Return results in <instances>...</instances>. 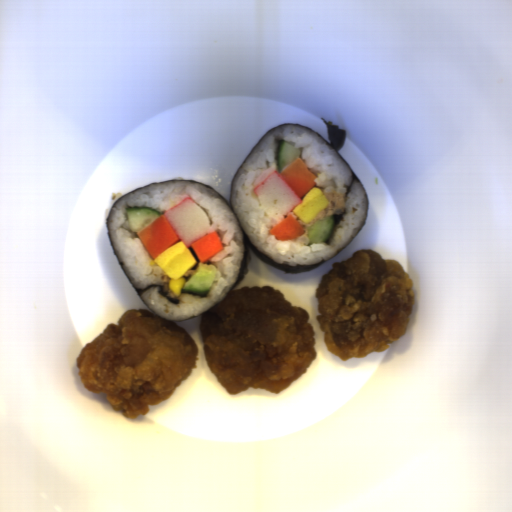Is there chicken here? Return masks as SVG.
Here are the masks:
<instances>
[{
  "label": "chicken",
  "mask_w": 512,
  "mask_h": 512,
  "mask_svg": "<svg viewBox=\"0 0 512 512\" xmlns=\"http://www.w3.org/2000/svg\"><path fill=\"white\" fill-rule=\"evenodd\" d=\"M315 297L323 341L342 361L386 351L408 330L415 302L403 266L371 249L333 263Z\"/></svg>",
  "instance_id": "694c0efe"
},
{
  "label": "chicken",
  "mask_w": 512,
  "mask_h": 512,
  "mask_svg": "<svg viewBox=\"0 0 512 512\" xmlns=\"http://www.w3.org/2000/svg\"><path fill=\"white\" fill-rule=\"evenodd\" d=\"M308 320L307 310L270 285L232 289L202 313L205 362L230 396L248 388L279 394L317 357Z\"/></svg>",
  "instance_id": "ae283196"
},
{
  "label": "chicken",
  "mask_w": 512,
  "mask_h": 512,
  "mask_svg": "<svg viewBox=\"0 0 512 512\" xmlns=\"http://www.w3.org/2000/svg\"><path fill=\"white\" fill-rule=\"evenodd\" d=\"M197 358L198 348L185 328L142 309L110 322L83 347L76 366L87 390L103 392L113 410L137 419L148 414L150 405L173 396Z\"/></svg>",
  "instance_id": "52989762"
}]
</instances>
